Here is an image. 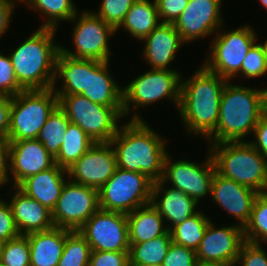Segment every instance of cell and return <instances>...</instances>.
I'll return each instance as SVG.
<instances>
[{"mask_svg":"<svg viewBox=\"0 0 267 266\" xmlns=\"http://www.w3.org/2000/svg\"><path fill=\"white\" fill-rule=\"evenodd\" d=\"M193 73L187 78L182 75L177 111L185 131L192 137L196 135L199 140L205 141L216 130L220 99L228 80L210 72L203 65Z\"/></svg>","mask_w":267,"mask_h":266,"instance_id":"obj_1","label":"cell"},{"mask_svg":"<svg viewBox=\"0 0 267 266\" xmlns=\"http://www.w3.org/2000/svg\"><path fill=\"white\" fill-rule=\"evenodd\" d=\"M121 124L110 141L117 168L143 173L152 181L161 180L168 139L149 126L147 121H130Z\"/></svg>","mask_w":267,"mask_h":266,"instance_id":"obj_2","label":"cell"},{"mask_svg":"<svg viewBox=\"0 0 267 266\" xmlns=\"http://www.w3.org/2000/svg\"><path fill=\"white\" fill-rule=\"evenodd\" d=\"M267 110V88H254L227 81L220 99L215 132L207 145L238 142L253 134L261 115Z\"/></svg>","mask_w":267,"mask_h":266,"instance_id":"obj_3","label":"cell"},{"mask_svg":"<svg viewBox=\"0 0 267 266\" xmlns=\"http://www.w3.org/2000/svg\"><path fill=\"white\" fill-rule=\"evenodd\" d=\"M56 29L38 28L9 55L15 78L24 90L51 88L60 51Z\"/></svg>","mask_w":267,"mask_h":266,"instance_id":"obj_4","label":"cell"},{"mask_svg":"<svg viewBox=\"0 0 267 266\" xmlns=\"http://www.w3.org/2000/svg\"><path fill=\"white\" fill-rule=\"evenodd\" d=\"M207 148L218 174L258 193L267 192V160L249 141L214 143Z\"/></svg>","mask_w":267,"mask_h":266,"instance_id":"obj_5","label":"cell"},{"mask_svg":"<svg viewBox=\"0 0 267 266\" xmlns=\"http://www.w3.org/2000/svg\"><path fill=\"white\" fill-rule=\"evenodd\" d=\"M181 73L179 70L148 69L132 81L130 80L126 86H123V119L130 117V121H145L143 116H139L138 112L135 113L133 110L144 109L165 99L171 101L178 109ZM131 112H134L132 116H130Z\"/></svg>","mask_w":267,"mask_h":266,"instance_id":"obj_6","label":"cell"},{"mask_svg":"<svg viewBox=\"0 0 267 266\" xmlns=\"http://www.w3.org/2000/svg\"><path fill=\"white\" fill-rule=\"evenodd\" d=\"M58 106L51 89L23 90L12 97L9 142L36 139L49 115Z\"/></svg>","mask_w":267,"mask_h":266,"instance_id":"obj_7","label":"cell"},{"mask_svg":"<svg viewBox=\"0 0 267 266\" xmlns=\"http://www.w3.org/2000/svg\"><path fill=\"white\" fill-rule=\"evenodd\" d=\"M226 25L213 35L209 54L201 63L210 72L232 81L241 71V66L249 49L258 39V32L251 25H243L231 31H223ZM256 31V32H255Z\"/></svg>","mask_w":267,"mask_h":266,"instance_id":"obj_8","label":"cell"},{"mask_svg":"<svg viewBox=\"0 0 267 266\" xmlns=\"http://www.w3.org/2000/svg\"><path fill=\"white\" fill-rule=\"evenodd\" d=\"M70 23H74L72 34V48L60 45V51L76 59L108 62L113 52L110 50L109 40L116 35V30L92 10L79 11ZM112 36V37H111Z\"/></svg>","mask_w":267,"mask_h":266,"instance_id":"obj_9","label":"cell"},{"mask_svg":"<svg viewBox=\"0 0 267 266\" xmlns=\"http://www.w3.org/2000/svg\"><path fill=\"white\" fill-rule=\"evenodd\" d=\"M154 181L143 173L116 168L111 178L98 190L99 209L131 213L151 203Z\"/></svg>","mask_w":267,"mask_h":266,"instance_id":"obj_10","label":"cell"},{"mask_svg":"<svg viewBox=\"0 0 267 266\" xmlns=\"http://www.w3.org/2000/svg\"><path fill=\"white\" fill-rule=\"evenodd\" d=\"M57 97L70 123L78 125L95 143L110 142L122 124L123 117L113 107L93 103L82 95Z\"/></svg>","mask_w":267,"mask_h":266,"instance_id":"obj_11","label":"cell"},{"mask_svg":"<svg viewBox=\"0 0 267 266\" xmlns=\"http://www.w3.org/2000/svg\"><path fill=\"white\" fill-rule=\"evenodd\" d=\"M206 159L198 163L186 159L172 160L168 152L164 159L161 181L185 192L198 204L201 199L211 196V184L216 171L209 149Z\"/></svg>","mask_w":267,"mask_h":266,"instance_id":"obj_12","label":"cell"},{"mask_svg":"<svg viewBox=\"0 0 267 266\" xmlns=\"http://www.w3.org/2000/svg\"><path fill=\"white\" fill-rule=\"evenodd\" d=\"M78 232L91 251L129 252L128 220L124 213L99 209Z\"/></svg>","mask_w":267,"mask_h":266,"instance_id":"obj_13","label":"cell"},{"mask_svg":"<svg viewBox=\"0 0 267 266\" xmlns=\"http://www.w3.org/2000/svg\"><path fill=\"white\" fill-rule=\"evenodd\" d=\"M99 210L98 190L67 180L52 210L55 227L78 231Z\"/></svg>","mask_w":267,"mask_h":266,"instance_id":"obj_14","label":"cell"},{"mask_svg":"<svg viewBox=\"0 0 267 266\" xmlns=\"http://www.w3.org/2000/svg\"><path fill=\"white\" fill-rule=\"evenodd\" d=\"M211 220L204 232L196 258L200 266L235 263L245 242L243 227L236 224L216 226ZM217 227V228H216Z\"/></svg>","mask_w":267,"mask_h":266,"instance_id":"obj_15","label":"cell"},{"mask_svg":"<svg viewBox=\"0 0 267 266\" xmlns=\"http://www.w3.org/2000/svg\"><path fill=\"white\" fill-rule=\"evenodd\" d=\"M223 0H189L173 23L185 43L212 37L225 24Z\"/></svg>","mask_w":267,"mask_h":266,"instance_id":"obj_16","label":"cell"},{"mask_svg":"<svg viewBox=\"0 0 267 266\" xmlns=\"http://www.w3.org/2000/svg\"><path fill=\"white\" fill-rule=\"evenodd\" d=\"M117 168L116 154L110 142H96L70 168L68 179L99 190Z\"/></svg>","mask_w":267,"mask_h":266,"instance_id":"obj_17","label":"cell"},{"mask_svg":"<svg viewBox=\"0 0 267 266\" xmlns=\"http://www.w3.org/2000/svg\"><path fill=\"white\" fill-rule=\"evenodd\" d=\"M9 143L10 186H18L27 177L47 170L55 164L54 158L37 139Z\"/></svg>","mask_w":267,"mask_h":266,"instance_id":"obj_18","label":"cell"},{"mask_svg":"<svg viewBox=\"0 0 267 266\" xmlns=\"http://www.w3.org/2000/svg\"><path fill=\"white\" fill-rule=\"evenodd\" d=\"M259 193L251 188L227 179L216 171L211 184V202L233 216L237 225L244 227L248 222L252 206ZM217 203V204H216Z\"/></svg>","mask_w":267,"mask_h":266,"instance_id":"obj_19","label":"cell"},{"mask_svg":"<svg viewBox=\"0 0 267 266\" xmlns=\"http://www.w3.org/2000/svg\"><path fill=\"white\" fill-rule=\"evenodd\" d=\"M141 42H144L141 54L150 69L177 70L171 69L170 64L176 59L179 49L186 43L173 23H160Z\"/></svg>","mask_w":267,"mask_h":266,"instance_id":"obj_20","label":"cell"},{"mask_svg":"<svg viewBox=\"0 0 267 266\" xmlns=\"http://www.w3.org/2000/svg\"><path fill=\"white\" fill-rule=\"evenodd\" d=\"M110 63L88 60L87 92L80 95L93 103L113 107L123 117V86L111 74Z\"/></svg>","mask_w":267,"mask_h":266,"instance_id":"obj_21","label":"cell"},{"mask_svg":"<svg viewBox=\"0 0 267 266\" xmlns=\"http://www.w3.org/2000/svg\"><path fill=\"white\" fill-rule=\"evenodd\" d=\"M151 204L164 218L169 231L175 225L196 214L199 211L198 206H200L185 192L169 187L161 180L155 181L153 184Z\"/></svg>","mask_w":267,"mask_h":266,"instance_id":"obj_22","label":"cell"},{"mask_svg":"<svg viewBox=\"0 0 267 266\" xmlns=\"http://www.w3.org/2000/svg\"><path fill=\"white\" fill-rule=\"evenodd\" d=\"M7 201L11 207L14 222L20 235L32 232L47 231L54 228L52 211L27 196L17 186H12Z\"/></svg>","mask_w":267,"mask_h":266,"instance_id":"obj_23","label":"cell"},{"mask_svg":"<svg viewBox=\"0 0 267 266\" xmlns=\"http://www.w3.org/2000/svg\"><path fill=\"white\" fill-rule=\"evenodd\" d=\"M67 180V170L55 163L51 168L27 177L17 187L52 211Z\"/></svg>","mask_w":267,"mask_h":266,"instance_id":"obj_24","label":"cell"},{"mask_svg":"<svg viewBox=\"0 0 267 266\" xmlns=\"http://www.w3.org/2000/svg\"><path fill=\"white\" fill-rule=\"evenodd\" d=\"M61 80V81H60ZM61 84L59 87L57 84ZM88 60L70 58L59 51L55 59L51 89L57 96L80 95L87 92Z\"/></svg>","mask_w":267,"mask_h":266,"instance_id":"obj_25","label":"cell"},{"mask_svg":"<svg viewBox=\"0 0 267 266\" xmlns=\"http://www.w3.org/2000/svg\"><path fill=\"white\" fill-rule=\"evenodd\" d=\"M26 236L31 254L30 266H58L66 242V229L54 227Z\"/></svg>","mask_w":267,"mask_h":266,"instance_id":"obj_26","label":"cell"},{"mask_svg":"<svg viewBox=\"0 0 267 266\" xmlns=\"http://www.w3.org/2000/svg\"><path fill=\"white\" fill-rule=\"evenodd\" d=\"M129 243H143L165 234L168 229L164 218L150 203L126 214Z\"/></svg>","mask_w":267,"mask_h":266,"instance_id":"obj_27","label":"cell"},{"mask_svg":"<svg viewBox=\"0 0 267 266\" xmlns=\"http://www.w3.org/2000/svg\"><path fill=\"white\" fill-rule=\"evenodd\" d=\"M161 23L155 0H136L116 29L127 31L139 43Z\"/></svg>","mask_w":267,"mask_h":266,"instance_id":"obj_28","label":"cell"},{"mask_svg":"<svg viewBox=\"0 0 267 266\" xmlns=\"http://www.w3.org/2000/svg\"><path fill=\"white\" fill-rule=\"evenodd\" d=\"M19 4L27 6L33 12L38 11V15L44 19L40 28L56 30L62 21L69 22L79 11L73 0H19Z\"/></svg>","mask_w":267,"mask_h":266,"instance_id":"obj_29","label":"cell"},{"mask_svg":"<svg viewBox=\"0 0 267 266\" xmlns=\"http://www.w3.org/2000/svg\"><path fill=\"white\" fill-rule=\"evenodd\" d=\"M64 142L60 147L54 162L65 170L70 168L86 153L95 142L78 126L69 123L63 136Z\"/></svg>","mask_w":267,"mask_h":266,"instance_id":"obj_30","label":"cell"},{"mask_svg":"<svg viewBox=\"0 0 267 266\" xmlns=\"http://www.w3.org/2000/svg\"><path fill=\"white\" fill-rule=\"evenodd\" d=\"M172 243L171 233L165 234L143 243H129V265H161Z\"/></svg>","mask_w":267,"mask_h":266,"instance_id":"obj_31","label":"cell"},{"mask_svg":"<svg viewBox=\"0 0 267 266\" xmlns=\"http://www.w3.org/2000/svg\"><path fill=\"white\" fill-rule=\"evenodd\" d=\"M209 217L199 209L196 214L175 225L170 230L172 242L196 251L200 246L209 222L212 220Z\"/></svg>","mask_w":267,"mask_h":266,"instance_id":"obj_32","label":"cell"},{"mask_svg":"<svg viewBox=\"0 0 267 266\" xmlns=\"http://www.w3.org/2000/svg\"><path fill=\"white\" fill-rule=\"evenodd\" d=\"M70 121L65 112L57 106L38 133L37 140L55 158L64 142L63 136Z\"/></svg>","mask_w":267,"mask_h":266,"instance_id":"obj_33","label":"cell"},{"mask_svg":"<svg viewBox=\"0 0 267 266\" xmlns=\"http://www.w3.org/2000/svg\"><path fill=\"white\" fill-rule=\"evenodd\" d=\"M246 242L263 244L267 242V192L259 193L253 203L248 222L243 227Z\"/></svg>","mask_w":267,"mask_h":266,"instance_id":"obj_34","label":"cell"},{"mask_svg":"<svg viewBox=\"0 0 267 266\" xmlns=\"http://www.w3.org/2000/svg\"><path fill=\"white\" fill-rule=\"evenodd\" d=\"M91 248L78 232L66 229V242L58 266H88Z\"/></svg>","mask_w":267,"mask_h":266,"instance_id":"obj_35","label":"cell"},{"mask_svg":"<svg viewBox=\"0 0 267 266\" xmlns=\"http://www.w3.org/2000/svg\"><path fill=\"white\" fill-rule=\"evenodd\" d=\"M31 254L26 235L3 243L0 252V266H30Z\"/></svg>","mask_w":267,"mask_h":266,"instance_id":"obj_36","label":"cell"},{"mask_svg":"<svg viewBox=\"0 0 267 266\" xmlns=\"http://www.w3.org/2000/svg\"><path fill=\"white\" fill-rule=\"evenodd\" d=\"M267 75V61L260 43L257 41L249 49L241 66V71L234 77L256 79ZM241 76V77H240Z\"/></svg>","mask_w":267,"mask_h":266,"instance_id":"obj_37","label":"cell"},{"mask_svg":"<svg viewBox=\"0 0 267 266\" xmlns=\"http://www.w3.org/2000/svg\"><path fill=\"white\" fill-rule=\"evenodd\" d=\"M135 1L136 0H102L97 12H92L116 30Z\"/></svg>","mask_w":267,"mask_h":266,"instance_id":"obj_38","label":"cell"},{"mask_svg":"<svg viewBox=\"0 0 267 266\" xmlns=\"http://www.w3.org/2000/svg\"><path fill=\"white\" fill-rule=\"evenodd\" d=\"M23 90L15 78L9 55L0 51V96L13 97Z\"/></svg>","mask_w":267,"mask_h":266,"instance_id":"obj_39","label":"cell"},{"mask_svg":"<svg viewBox=\"0 0 267 266\" xmlns=\"http://www.w3.org/2000/svg\"><path fill=\"white\" fill-rule=\"evenodd\" d=\"M161 266H200L196 251L172 242Z\"/></svg>","mask_w":267,"mask_h":266,"instance_id":"obj_40","label":"cell"},{"mask_svg":"<svg viewBox=\"0 0 267 266\" xmlns=\"http://www.w3.org/2000/svg\"><path fill=\"white\" fill-rule=\"evenodd\" d=\"M263 244L244 242L241 245L237 265L238 266H267V251Z\"/></svg>","mask_w":267,"mask_h":266,"instance_id":"obj_41","label":"cell"},{"mask_svg":"<svg viewBox=\"0 0 267 266\" xmlns=\"http://www.w3.org/2000/svg\"><path fill=\"white\" fill-rule=\"evenodd\" d=\"M88 266H129V252L91 251Z\"/></svg>","mask_w":267,"mask_h":266,"instance_id":"obj_42","label":"cell"},{"mask_svg":"<svg viewBox=\"0 0 267 266\" xmlns=\"http://www.w3.org/2000/svg\"><path fill=\"white\" fill-rule=\"evenodd\" d=\"M20 234L14 222L11 207L7 199L0 198V240H8L18 237Z\"/></svg>","mask_w":267,"mask_h":266,"instance_id":"obj_43","label":"cell"},{"mask_svg":"<svg viewBox=\"0 0 267 266\" xmlns=\"http://www.w3.org/2000/svg\"><path fill=\"white\" fill-rule=\"evenodd\" d=\"M189 0H155L161 23H174Z\"/></svg>","mask_w":267,"mask_h":266,"instance_id":"obj_44","label":"cell"},{"mask_svg":"<svg viewBox=\"0 0 267 266\" xmlns=\"http://www.w3.org/2000/svg\"><path fill=\"white\" fill-rule=\"evenodd\" d=\"M252 136L254 139L249 142L267 160V110L261 115Z\"/></svg>","mask_w":267,"mask_h":266,"instance_id":"obj_45","label":"cell"},{"mask_svg":"<svg viewBox=\"0 0 267 266\" xmlns=\"http://www.w3.org/2000/svg\"><path fill=\"white\" fill-rule=\"evenodd\" d=\"M17 4L19 0H0V39L8 32Z\"/></svg>","mask_w":267,"mask_h":266,"instance_id":"obj_46","label":"cell"},{"mask_svg":"<svg viewBox=\"0 0 267 266\" xmlns=\"http://www.w3.org/2000/svg\"><path fill=\"white\" fill-rule=\"evenodd\" d=\"M9 148H10L9 140L0 138V187L1 188L2 187L4 188V186L9 184Z\"/></svg>","mask_w":267,"mask_h":266,"instance_id":"obj_47","label":"cell"},{"mask_svg":"<svg viewBox=\"0 0 267 266\" xmlns=\"http://www.w3.org/2000/svg\"><path fill=\"white\" fill-rule=\"evenodd\" d=\"M12 97L0 96V138L8 139Z\"/></svg>","mask_w":267,"mask_h":266,"instance_id":"obj_48","label":"cell"},{"mask_svg":"<svg viewBox=\"0 0 267 266\" xmlns=\"http://www.w3.org/2000/svg\"><path fill=\"white\" fill-rule=\"evenodd\" d=\"M259 43H260V45H261V47L263 49V52L265 54L266 61H267V39H265V42H263V43L259 42Z\"/></svg>","mask_w":267,"mask_h":266,"instance_id":"obj_49","label":"cell"},{"mask_svg":"<svg viewBox=\"0 0 267 266\" xmlns=\"http://www.w3.org/2000/svg\"><path fill=\"white\" fill-rule=\"evenodd\" d=\"M260 2V4L262 5V7L267 10V0H258Z\"/></svg>","mask_w":267,"mask_h":266,"instance_id":"obj_50","label":"cell"},{"mask_svg":"<svg viewBox=\"0 0 267 266\" xmlns=\"http://www.w3.org/2000/svg\"><path fill=\"white\" fill-rule=\"evenodd\" d=\"M209 266H238L237 263L223 264V265H209Z\"/></svg>","mask_w":267,"mask_h":266,"instance_id":"obj_51","label":"cell"},{"mask_svg":"<svg viewBox=\"0 0 267 266\" xmlns=\"http://www.w3.org/2000/svg\"><path fill=\"white\" fill-rule=\"evenodd\" d=\"M3 243H4V242L0 240V252H1V250H2Z\"/></svg>","mask_w":267,"mask_h":266,"instance_id":"obj_52","label":"cell"},{"mask_svg":"<svg viewBox=\"0 0 267 266\" xmlns=\"http://www.w3.org/2000/svg\"><path fill=\"white\" fill-rule=\"evenodd\" d=\"M141 266H161V265H141Z\"/></svg>","mask_w":267,"mask_h":266,"instance_id":"obj_53","label":"cell"}]
</instances>
